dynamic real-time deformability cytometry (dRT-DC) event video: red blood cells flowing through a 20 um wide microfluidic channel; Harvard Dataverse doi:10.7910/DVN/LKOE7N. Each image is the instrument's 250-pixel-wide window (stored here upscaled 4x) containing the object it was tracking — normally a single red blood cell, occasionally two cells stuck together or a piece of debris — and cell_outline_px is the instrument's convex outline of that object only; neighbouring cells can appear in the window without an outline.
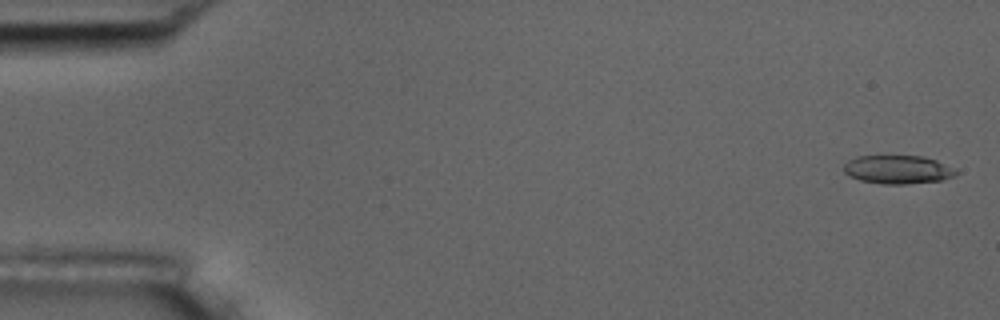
{"species": "common noctule bat (a hibernating species)", "species_latin": "Nyctalus noctula", "temperature_condition": "room temperature", "stored_images_in_passage": 5, "camera_frame_rate_fps": 3000, "um_per_image_px": 0.085, "animal": {"sex": "male", "body_mass_g": 17.5, "forearm_length_mm": 52.3}, "frame": {"image": 1, "passage_image": 1, "time_ms": 0.0, "image_size_px": [1000, 320], "cell_outline_px": [[960, 172], [956, 176], [940, 180], [904, 184], [880, 184], [860, 180], [848, 176], [844, 172], [844, 164], [848, 160], [856, 156], [924, 156], [936, 160]], "centroid_in_image_um": [76.29, 14.41], "position_along_channel_um": 8.7, "area_um2": 18.67}}
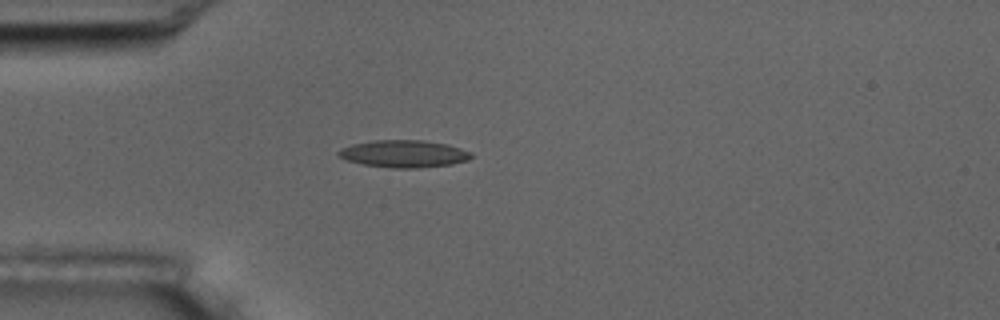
{"frame": {"image": 2, "passage_image": 5, "time_ms": 4.667, "image_size_px": [1000, 320], "cell_outline_px": [[472, 156], [468, 160], [452, 164], [416, 168], [392, 168], [364, 164], [348, 160], [340, 156], [336, 152], [340, 148], [352, 144], [372, 140], [424, 140], [448, 144], [472, 152]], "centroid_in_image_um": [34.34, 13.06], "position_along_channel_um": 50.7, "area_um2": 21.1}}